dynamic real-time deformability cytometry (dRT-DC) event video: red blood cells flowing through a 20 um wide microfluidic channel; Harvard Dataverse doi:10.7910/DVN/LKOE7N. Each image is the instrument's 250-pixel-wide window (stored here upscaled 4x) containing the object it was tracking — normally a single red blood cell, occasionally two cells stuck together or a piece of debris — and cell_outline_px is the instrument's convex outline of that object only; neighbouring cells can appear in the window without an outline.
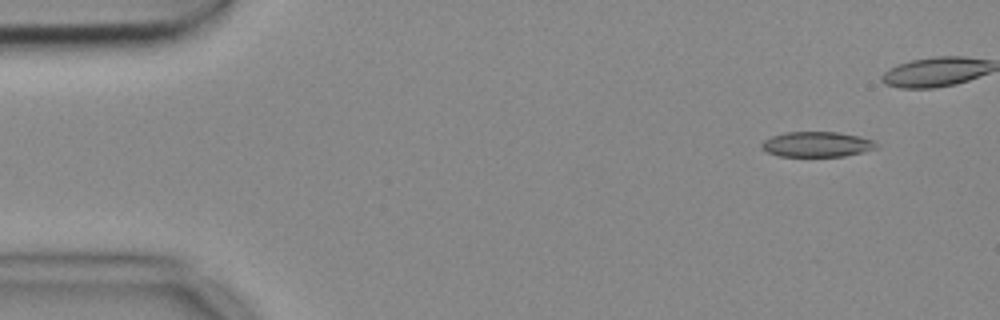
{"species": "common noctule bat (a hibernating species)", "species_latin": "Nyctalus noctula", "temperature_condition": "cold", "stored_images_in_passage": 2, "camera_frame_rate_fps": 3000, "um_per_image_px": 0.085, "animal": {"sex": "female", "body_mass_g": 18.4}, "frame": {"image": 1, "passage_image": 2, "time_ms": 0.333, "image_size_px": [1000, 320], "cell_outline_px": [[880, 148], [844, 156], [776, 156], [760, 148], [760, 144], [764, 140], [772, 136], [784, 132], [836, 132], [860, 136], [872, 140], [880, 144]], "centroid_in_image_um": [69.45, 12.27], "position_along_channel_um": 15.5, "area_um2": 17.05}}